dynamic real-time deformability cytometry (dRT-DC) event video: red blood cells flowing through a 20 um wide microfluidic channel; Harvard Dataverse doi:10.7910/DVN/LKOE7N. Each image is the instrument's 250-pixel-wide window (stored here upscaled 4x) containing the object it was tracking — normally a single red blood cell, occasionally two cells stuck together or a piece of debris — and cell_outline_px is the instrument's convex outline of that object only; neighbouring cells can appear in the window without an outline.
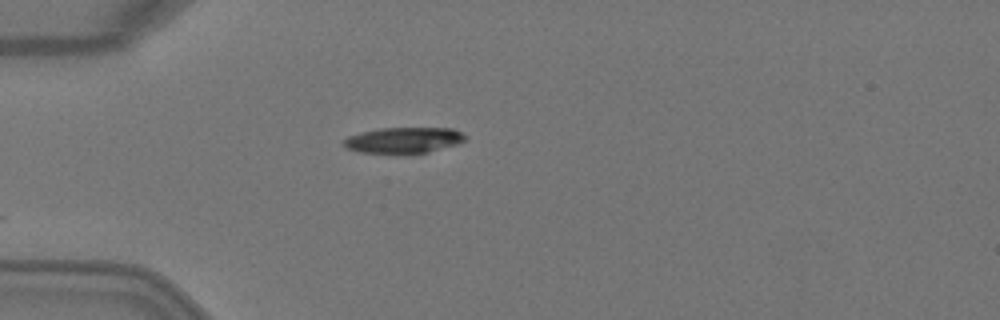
{"species": "Egyptian fruit bat (a non-hibernating species)", "species_latin": "Rousettus aegyptiacus", "temperature_condition": "warm", "stored_images_in_passage": 3, "camera_frame_rate_fps": 3000, "um_per_image_px": 0.085, "animal": {"sex": "female"}, "frame": {"image": 1, "passage_image": 3, "time_ms": 0.667, "image_size_px": [1000, 320], "cell_outline_px": [[468, 136], [464, 140], [456, 144], [428, 152], [404, 156], [360, 152], [348, 148], [344, 144], [344, 140], [348, 136], [360, 132], [380, 128], [452, 128]], "centroid_in_image_um": [34.3, 11.95], "position_along_channel_um": 50.7, "area_um2": 18.79}}